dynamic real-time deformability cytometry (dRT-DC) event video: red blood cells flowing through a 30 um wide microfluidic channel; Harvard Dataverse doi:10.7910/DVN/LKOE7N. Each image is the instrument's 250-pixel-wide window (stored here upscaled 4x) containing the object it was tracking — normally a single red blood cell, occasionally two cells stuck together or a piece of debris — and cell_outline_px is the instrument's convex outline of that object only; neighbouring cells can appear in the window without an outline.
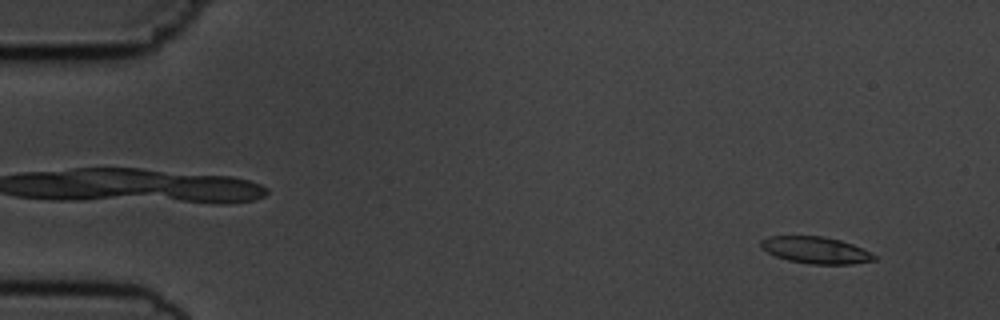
{"species": "common noctule bat (a hibernating species)", "species_latin": "Nyctalus noctula", "temperature_condition": "cold", "stored_images_in_passage": 6, "camera_frame_rate_fps": 3000, "um_per_image_px": 0.085, "animal": {"sex": "male", "body_mass_g": 19.5, "forearm_length_mm": 54.6}, "frame": {"image": 1, "passage_image": 1, "time_ms": 0.0, "image_size_px": [1000, 320], "cell_outline_px": [[876, 260], [852, 264], [812, 264], [788, 260], [776, 256], [760, 248], [760, 240], [768, 236], [824, 236], [840, 240], [852, 244], [876, 256]], "centroid_in_image_um": [69.3, 21.25], "position_along_channel_um": 15.7, "area_um2": 17.57}}
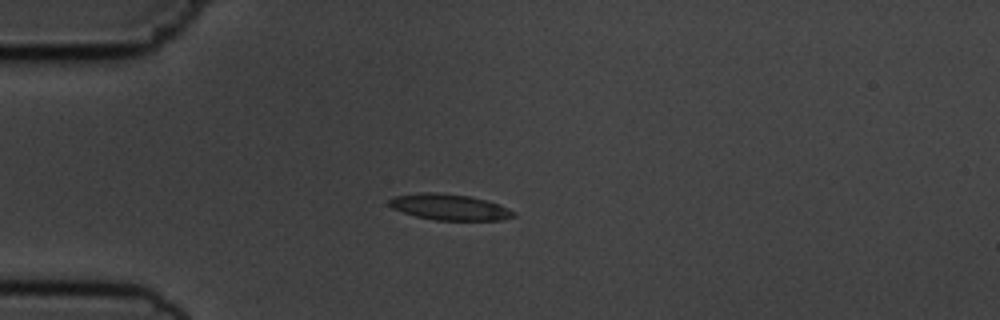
{"frame": {"image": 2, "passage_image": 4, "time_ms": 3.333, "image_size_px": [1000, 320], "cell_outline_px": [[516, 216], [500, 220], [436, 220], [416, 216], [392, 208], [388, 204], [388, 200], [396, 196], [420, 192], [436, 192], [472, 196], [508, 208]], "centroid_in_image_um": [38.17, 17.59], "position_along_channel_um": 46.8, "area_um2": 18.61}}
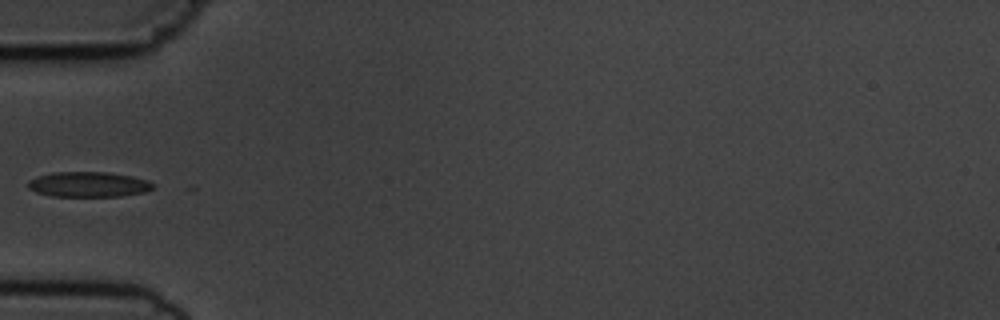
{"frame": {"image": 3, "passage_image": 5, "time_ms": 4.667, "image_size_px": [1000, 320], "cell_outline_px": [[156, 184], [152, 188], [144, 192], [120, 196], [52, 196], [36, 192], [28, 188], [28, 180], [36, 176], [52, 172], [108, 172], [132, 176], [148, 180]], "centroid_in_image_um": [7.51, 15.66], "position_along_channel_um": 77.5, "area_um2": 18.44}}